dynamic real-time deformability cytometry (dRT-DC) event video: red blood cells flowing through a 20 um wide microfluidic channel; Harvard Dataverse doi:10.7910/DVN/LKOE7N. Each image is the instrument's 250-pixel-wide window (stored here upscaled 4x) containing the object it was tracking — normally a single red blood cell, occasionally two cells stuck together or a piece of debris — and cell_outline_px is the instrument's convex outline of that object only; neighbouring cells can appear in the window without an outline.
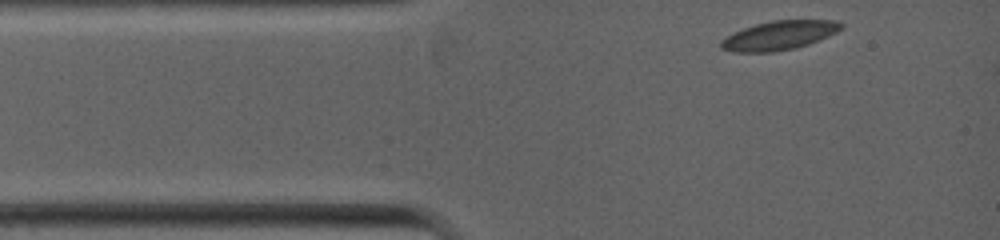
{"species": "common noctule bat (a hibernating species)", "species_latin": "Nyctalus noctula", "temperature_condition": "warm", "stored_images_in_passage": 30, "camera_frame_rate_fps": 5000, "um_per_image_px": 0.085, "animal": {"sex": "female", "body_mass_g": 19.0, "forearm_length_mm": 53.3}, "frame": {"image": 1, "passage_image": 1, "time_ms": 0.0, "image_size_px": [1000, 240], "cell_outline_px": [[844, 24], [836, 32], [808, 44], [792, 48], [772, 52], [736, 52], [720, 48], [720, 40], [744, 28], [756, 24], [772, 20], [832, 20]], "centroid_in_image_um": [66.2, 3.01], "position_along_channel_um": 18.8, "area_um2": 19.88}}
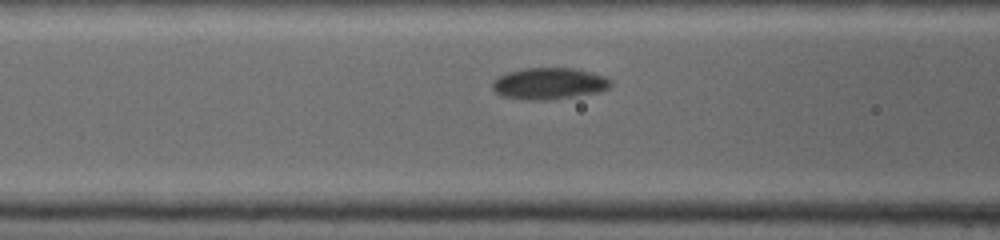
{"frame": {"image": 2, "passage_image": 15, "time_ms": 2.8, "image_size_px": [1000, 240], "cell_outline_px": [[612, 84], [608, 88], [600, 92], [552, 100], [524, 100], [500, 96], [492, 88], [492, 84], [500, 76], [508, 72], [524, 68], [572, 68], [604, 76]], "centroid_in_image_um": [46.65, 7.12], "position_along_channel_um": 120.0, "area_um2": 21.68}}
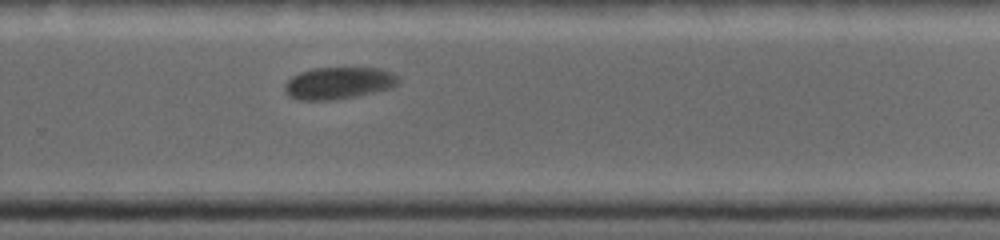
{"frame": {"image": 3, "passage_image": 30, "time_ms": 1006.6, "image_size_px": [1000, 240], "cell_outline_px": [[396, 84], [392, 88], [336, 100], [296, 100], [288, 96], [284, 92], [284, 84], [292, 76], [300, 72], [312, 68], [376, 68], [392, 72], [396, 76]], "centroid_in_image_um": [28.7, 7.07], "position_along_channel_um": 301.1, "area_um2": 21.15}}